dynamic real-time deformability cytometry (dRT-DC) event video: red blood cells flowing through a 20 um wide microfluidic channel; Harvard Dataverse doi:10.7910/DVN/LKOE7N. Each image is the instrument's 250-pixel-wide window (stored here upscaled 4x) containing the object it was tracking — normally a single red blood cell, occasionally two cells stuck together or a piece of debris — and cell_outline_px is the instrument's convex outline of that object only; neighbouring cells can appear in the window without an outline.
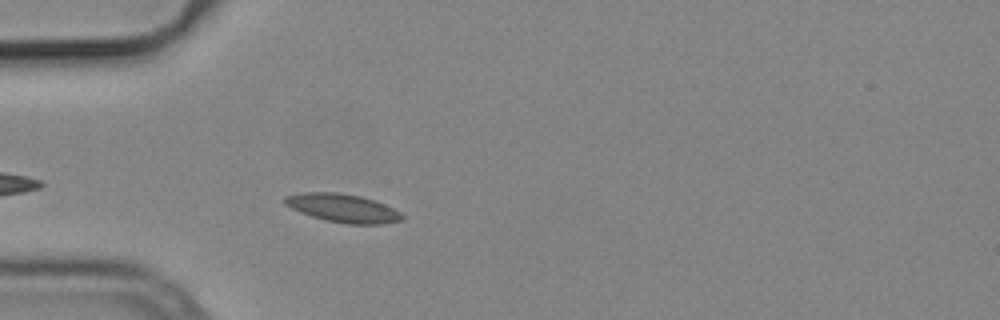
{"species": "common noctule bat (a hibernating species)", "species_latin": "Nyctalus noctula", "temperature_condition": "cold", "stored_images_in_passage": 18, "camera_frame_rate_fps": 3000, "um_per_image_px": 0.085, "animal": {"sex": "male", "body_mass_g": 19.2, "forearm_length_mm": 51.8}, "frame": {"image": 1, "passage_image": 4, "time_ms": 1.0, "image_size_px": [1000, 320], "cell_outline_px": [[404, 220], [384, 224], [348, 224], [324, 220], [300, 212], [284, 204], [284, 196], [304, 192], [336, 192], [360, 196], [376, 200], [400, 212], [404, 216]], "centroid_in_image_um": [29.16, 17.69], "position_along_channel_um": 55.8, "area_um2": 19.48}}
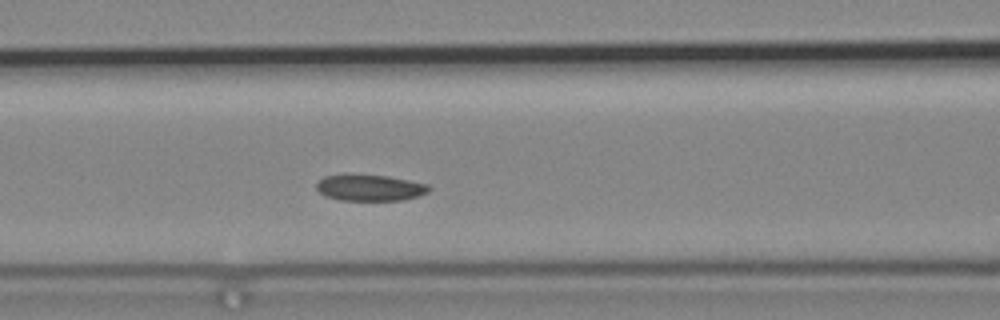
{"frame": {"image": 2, "passage_image": 11, "time_ms": 3.333, "image_size_px": [1000, 320], "cell_outline_px": [[432, 188], [428, 192], [420, 196], [404, 200], [340, 200], [324, 196], [316, 188], [316, 184], [324, 176], [344, 172], [388, 176], [428, 184]], "centroid_in_image_um": [31.42, 15.93], "position_along_channel_um": 135.2, "area_um2": 17.8}}
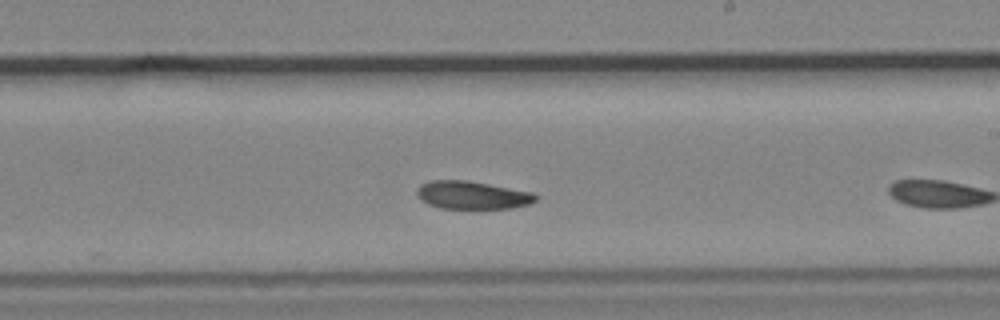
{"frame": {"image": 3, "passage_image": 17, "time_ms": 5.333, "image_size_px": [1000, 320], "cell_outline_px": [[540, 196], [536, 200], [528, 204], [512, 208], [440, 208], [428, 204], [420, 200], [416, 196], [416, 188], [420, 184], [428, 180], [468, 180], [532, 192]], "centroid_in_image_um": [40.09, 16.57], "position_along_channel_um": 248.9, "area_um2": 19.54}}